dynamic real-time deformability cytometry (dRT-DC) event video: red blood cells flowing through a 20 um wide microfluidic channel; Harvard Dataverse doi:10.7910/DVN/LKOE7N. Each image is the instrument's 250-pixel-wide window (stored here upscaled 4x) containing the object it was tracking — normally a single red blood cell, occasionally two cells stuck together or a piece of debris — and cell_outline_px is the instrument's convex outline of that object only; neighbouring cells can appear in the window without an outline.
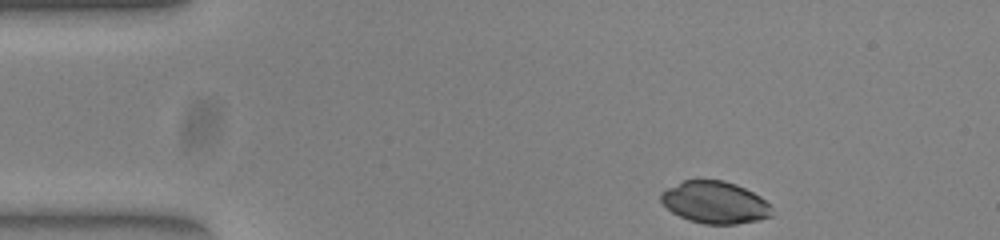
{"species": "common noctule bat (a hibernating species)", "species_latin": "Nyctalus noctula", "temperature_condition": "warm", "stored_images_in_passage": 38, "camera_frame_rate_fps": 3000, "um_per_image_px": 0.085, "animal": {"sex": "female", "body_mass_g": 23.0, "forearm_length_mm": 53.4}, "frame": {"image": 1, "passage_image": 1, "time_ms": 0.0, "image_size_px": [1000, 240], "cell_outline_px": [[772, 216], [756, 220], [736, 224], [704, 224], [688, 220], [672, 212], [660, 200], [660, 192], [684, 180], [724, 180], [736, 184], [760, 196], [772, 208]], "centroid_in_image_um": [60.75, 17.21], "position_along_channel_um": 24.2, "area_um2": 27.05}}
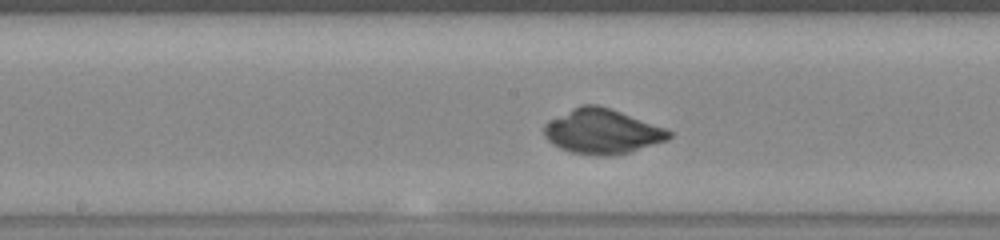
{"frame": {"image": 2, "passage_image": 20, "time_ms": 6.333, "image_size_px": [1000, 240], "cell_outline_px": [[672, 136], [668, 140], [616, 156], [596, 156], [572, 152], [560, 148], [552, 144], [544, 136], [544, 124], [548, 120], [572, 108], [584, 104], [596, 104], [620, 112], [664, 128], [672, 132]], "centroid_in_image_um": [51.15, 11.19], "position_along_channel_um": 197.0, "area_um2": 32.48}}
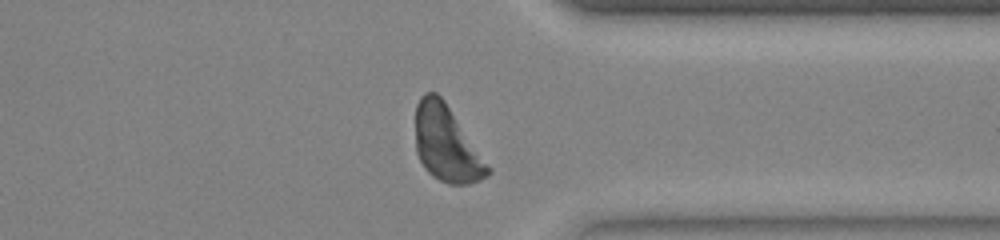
{"frame": {"image": 3, "passage_image": 34, "time_ms": 11.0, "image_size_px": [1000, 240], "cell_outline_px": [[492, 172], [488, 176], [480, 180], [468, 184], [448, 184], [432, 176], [424, 168], [416, 152], [416, 104], [420, 96], [424, 92], [436, 92], [444, 100], [492, 168]], "centroid_in_image_um": [37.96, 12.24], "position_along_channel_um": 373.4, "area_um2": 32.08}}